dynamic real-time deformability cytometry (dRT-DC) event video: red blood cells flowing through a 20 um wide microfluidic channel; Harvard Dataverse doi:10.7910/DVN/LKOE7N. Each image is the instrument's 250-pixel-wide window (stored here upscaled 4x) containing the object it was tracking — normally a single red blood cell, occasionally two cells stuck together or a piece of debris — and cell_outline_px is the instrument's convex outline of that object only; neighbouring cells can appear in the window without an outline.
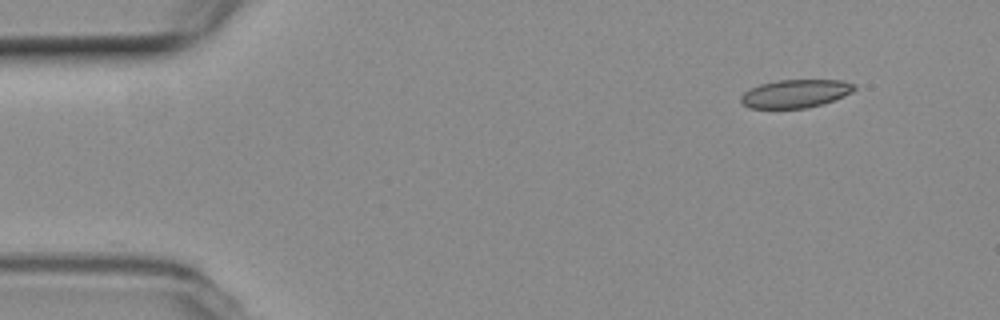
{"species": "common noctule bat (a hibernating species)", "species_latin": "Nyctalus noctula", "temperature_condition": "room temperature", "stored_images_in_passage": 17, "camera_frame_rate_fps": 3000, "um_per_image_px": 0.085, "animal": {"sex": "female", "body_mass_g": 19.3, "forearm_length_mm": 54.1}, "frame": {"image": 1, "passage_image": 1, "time_ms": 0.0, "image_size_px": [1000, 320], "cell_outline_px": [[856, 88], [852, 92], [844, 96], [824, 104], [808, 108], [748, 108], [740, 100], [740, 96], [744, 92], [760, 84], [776, 80], [840, 80], [856, 84]], "centroid_in_image_um": [67.63, 7.96], "position_along_channel_um": 17.4, "area_um2": 18.73}}
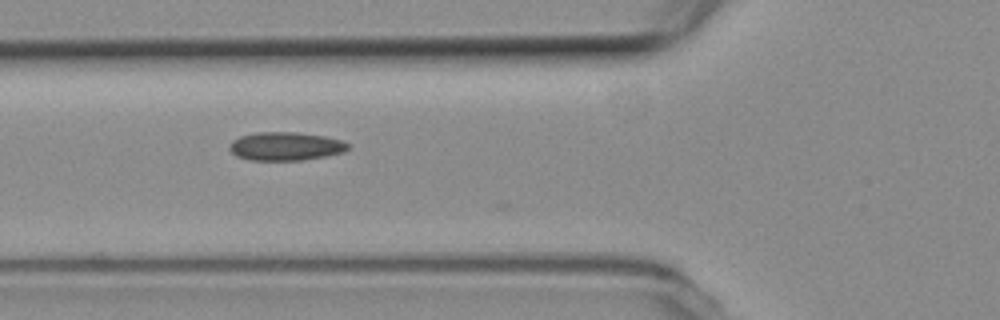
{"frame": {"image": 2, "passage_image": 15, "time_ms": 4.667, "image_size_px": [1000, 320], "cell_outline_px": [[348, 148], [344, 152], [304, 160], [248, 160], [236, 156], [228, 148], [232, 140], [240, 136], [256, 132], [296, 132], [324, 136], [340, 140], [348, 144]], "centroid_in_image_um": [24.23, 12.43], "position_along_channel_um": 101.6, "area_um2": 19.59}}